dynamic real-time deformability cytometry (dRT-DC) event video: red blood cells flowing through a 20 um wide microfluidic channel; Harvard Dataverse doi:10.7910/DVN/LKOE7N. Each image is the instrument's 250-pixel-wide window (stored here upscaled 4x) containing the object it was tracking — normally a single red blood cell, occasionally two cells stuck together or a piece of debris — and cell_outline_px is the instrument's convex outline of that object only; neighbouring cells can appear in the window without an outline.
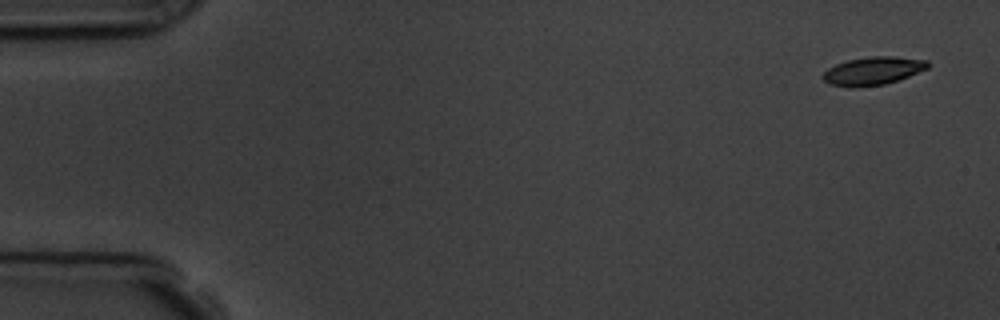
{"species": "common noctule bat (a hibernating species)", "species_latin": "Nyctalus noctula", "temperature_condition": "room temperature", "stored_images_in_passage": 4, "camera_frame_rate_fps": 3000, "um_per_image_px": 0.085, "animal": {"sex": "male", "body_mass_g": 19.5, "forearm_length_mm": 54.6}, "frame": {"image": 1, "passage_image": 1, "time_ms": 0.0, "image_size_px": [1000, 320], "cell_outline_px": [[932, 64], [928, 68], [908, 76], [884, 84], [856, 88], [848, 88], [828, 84], [820, 76], [828, 68], [836, 64], [848, 60], [872, 56], [896, 56], [928, 60]], "centroid_in_image_um": [74.18, 6.03], "position_along_channel_um": 10.8, "area_um2": 17.4}}
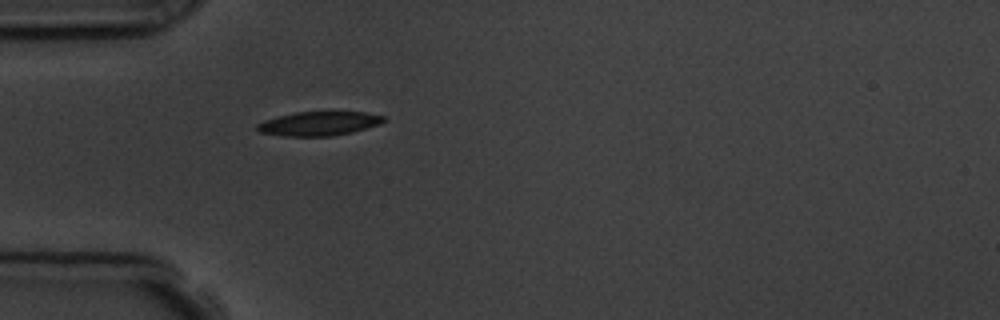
{"frame": {"image": 2, "passage_image": 4, "time_ms": 4.667, "image_size_px": [1000, 320], "cell_outline_px": [[388, 120], [380, 124], [352, 132], [332, 136], [284, 136], [260, 132], [256, 128], [256, 124], [264, 120], [296, 112], [364, 112], [384, 116]], "centroid_in_image_um": [27.13, 10.5], "position_along_channel_um": 57.9, "area_um2": 17.69}}